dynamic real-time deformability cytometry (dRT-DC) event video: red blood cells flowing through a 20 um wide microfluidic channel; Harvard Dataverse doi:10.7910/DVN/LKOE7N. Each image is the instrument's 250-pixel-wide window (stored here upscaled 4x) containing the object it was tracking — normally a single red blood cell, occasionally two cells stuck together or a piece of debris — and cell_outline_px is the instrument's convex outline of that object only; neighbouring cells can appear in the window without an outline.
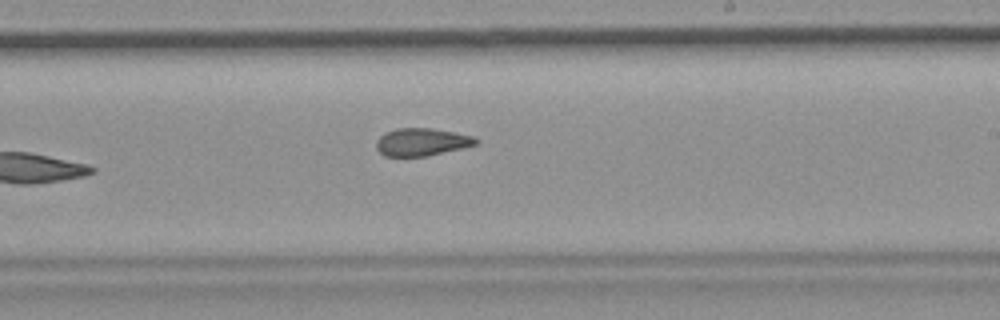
{"species": "common noctule bat (a hibernating species)", "species_latin": "Nyctalus noctula", "temperature_condition": "room temperature", "stored_images_in_passage": 8, "camera_frame_rate_fps": 3000, "um_per_image_px": 0.085, "animal": {"sex": "female", "body_mass_g": 19.9}, "frame": {"image": 1, "passage_image": 8, "time_ms": 2.333, "image_size_px": [1000, 320], "cell_outline_px": [[480, 140], [476, 144], [428, 156], [384, 156], [376, 148], [376, 140], [384, 132], [396, 128], [432, 128], [476, 136]], "centroid_in_image_um": [35.84, 12.06], "position_along_channel_um": 253.2, "area_um2": 16.13}}